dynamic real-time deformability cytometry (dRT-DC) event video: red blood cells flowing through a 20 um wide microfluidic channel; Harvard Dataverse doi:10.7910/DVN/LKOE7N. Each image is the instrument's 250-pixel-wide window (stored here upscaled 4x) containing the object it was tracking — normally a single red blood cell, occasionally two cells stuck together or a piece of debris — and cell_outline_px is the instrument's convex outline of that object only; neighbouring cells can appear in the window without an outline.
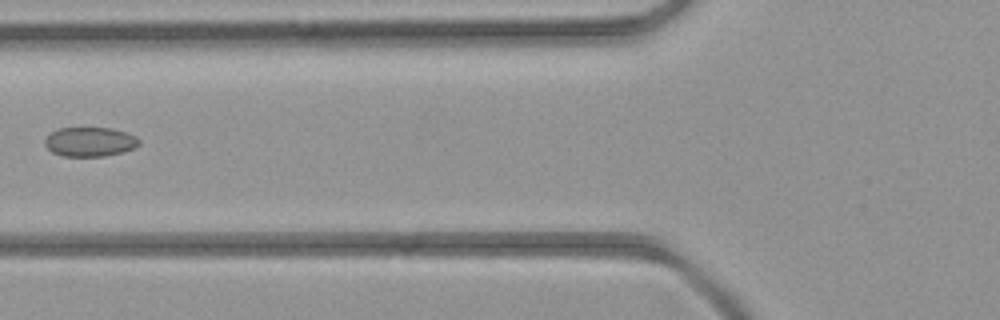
{"species": "common noctule bat (a hibernating species)", "species_latin": "Nyctalus noctula", "temperature_condition": "room temperature", "stored_images_in_passage": 7, "camera_frame_rate_fps": 3000, "um_per_image_px": 0.085, "animal": {"sex": "female", "body_mass_g": 21.9}, "frame": {"image": 1, "passage_image": 7, "time_ms": 7.0, "image_size_px": [1000, 320], "cell_outline_px": [[140, 144], [132, 148], [120, 152], [104, 156], [64, 156], [52, 152], [44, 144], [44, 140], [52, 132], [60, 128], [112, 128], [136, 136], [140, 140]], "centroid_in_image_um": [7.63, 12.05], "position_along_channel_um": 118.2, "area_um2": 15.9}}